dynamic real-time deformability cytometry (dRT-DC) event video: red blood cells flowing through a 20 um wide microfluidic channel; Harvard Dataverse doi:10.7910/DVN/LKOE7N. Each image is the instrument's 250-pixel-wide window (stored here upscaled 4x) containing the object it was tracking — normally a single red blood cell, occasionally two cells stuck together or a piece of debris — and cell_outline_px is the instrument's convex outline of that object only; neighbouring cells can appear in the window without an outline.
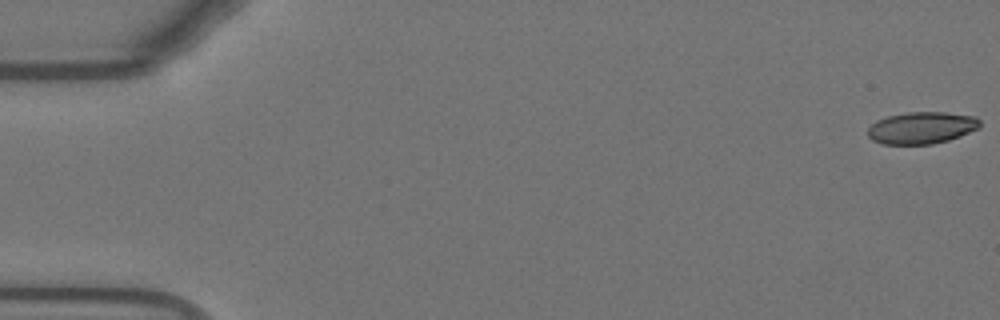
{"species": "Egyptian fruit bat (a non-hibernating species)", "species_latin": "Rousettus aegyptiacus", "temperature_condition": "warm", "stored_images_in_passage": 54, "camera_frame_rate_fps": 3000, "um_per_image_px": 0.085, "animal": {"sex": "female"}, "frame": {"image": 1, "passage_image": 1, "time_ms": 0.0, "image_size_px": [1000, 320], "cell_outline_px": [[980, 128], [960, 136], [948, 140], [932, 144], [880, 144], [872, 140], [868, 136], [868, 128], [876, 120], [888, 116], [908, 112], [948, 112], [976, 116], [980, 120]], "centroid_in_image_um": [78.35, 10.86], "position_along_channel_um": 6.6, "area_um2": 21.04}}
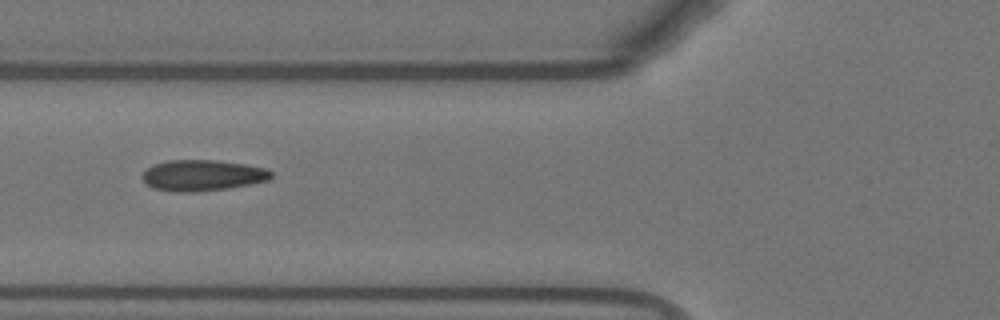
{"frame": {"image": 2, "passage_image": 21, "time_ms": 6.667, "image_size_px": [1000, 320], "cell_outline_px": [[272, 176], [268, 180], [228, 188], [196, 192], [176, 192], [152, 188], [140, 176], [152, 164], [168, 160], [216, 160], [244, 164], [268, 168], [272, 172]], "centroid_in_image_um": [17.2, 14.9], "position_along_channel_um": 108.6, "area_um2": 23.29}}
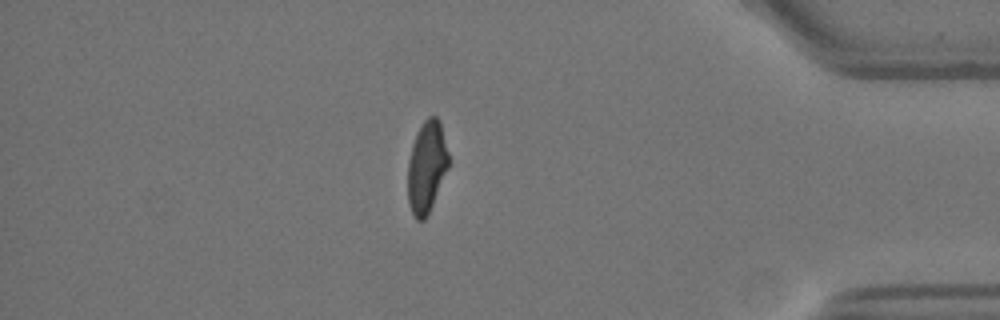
{"frame": {"image": 3, "passage_image": 47, "time_ms": 15.333, "image_size_px": [1000, 320], "cell_outline_px": [[448, 168], [432, 204], [424, 220], [416, 220], [408, 204], [408, 160], [412, 144], [420, 124], [428, 116], [436, 116], [440, 120], [448, 152]], "centroid_in_image_um": [36.25, 14.14], "position_along_channel_um": 398.9, "area_um2": 21.68}, "authors_computed_cell_mechanics": {"area_um2": 22.8888, "velocity_mm_per_s": 3.7623, "shape_relaxation_time_tau1_ms": 8.0819, "shape_relaxation_time_tau2_ms": 0.8326, "deformation_change_tau1": 0.2214, "deformation_change_tau2": 0.0593}}